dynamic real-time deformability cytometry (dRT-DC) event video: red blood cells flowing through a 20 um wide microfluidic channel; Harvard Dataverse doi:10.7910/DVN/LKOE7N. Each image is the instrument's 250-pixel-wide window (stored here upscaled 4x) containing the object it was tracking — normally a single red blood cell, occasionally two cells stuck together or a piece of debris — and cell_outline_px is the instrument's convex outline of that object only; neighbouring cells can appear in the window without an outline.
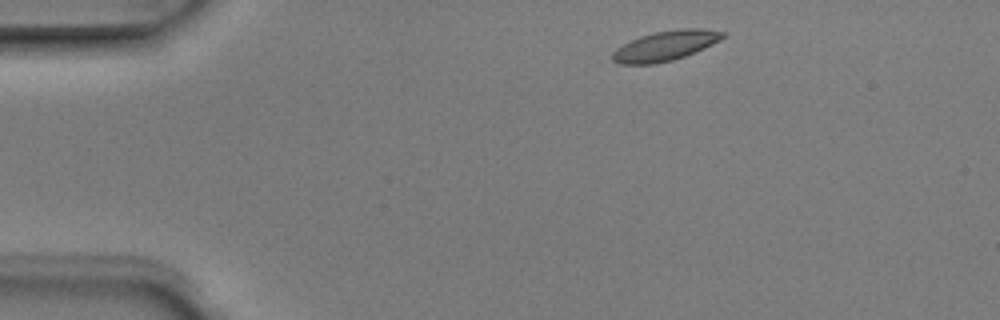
{"species": "Egyptian fruit bat (a non-hibernating species)", "species_latin": "Rousettus aegyptiacus", "temperature_condition": "room temperature", "stored_images_in_passage": 2, "camera_frame_rate_fps": 3000, "um_per_image_px": 0.085, "animal": {"sex": "male"}, "frame": {"image": 1, "passage_image": 1, "time_ms": 0.0, "image_size_px": [1000, 320], "cell_outline_px": [[728, 36], [704, 48], [684, 56], [672, 60], [652, 64], [620, 64], [612, 60], [612, 52], [616, 48], [640, 36], [656, 32], [684, 28], [704, 28], [728, 32]], "centroid_in_image_um": [56.61, 3.88], "position_along_channel_um": 28.4, "area_um2": 19.19}}